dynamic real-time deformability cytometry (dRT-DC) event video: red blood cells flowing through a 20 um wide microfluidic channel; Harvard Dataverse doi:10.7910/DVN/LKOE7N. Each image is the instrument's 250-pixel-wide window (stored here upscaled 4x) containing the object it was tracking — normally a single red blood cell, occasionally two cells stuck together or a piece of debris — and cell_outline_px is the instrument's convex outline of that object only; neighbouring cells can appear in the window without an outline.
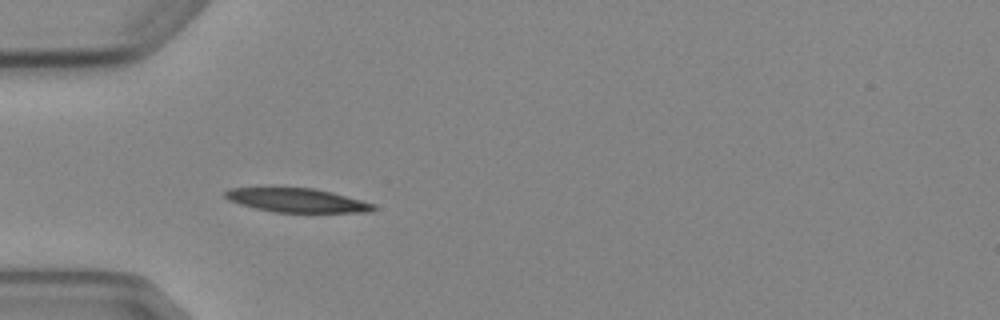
{"species": "Egyptian fruit bat (a non-hibernating species)", "species_latin": "Rousettus aegyptiacus", "temperature_condition": "cold", "stored_images_in_passage": 5, "camera_frame_rate_fps": 3000, "um_per_image_px": 0.085, "animal": {"sex": "female"}, "frame": {"image": 1, "passage_image": 4, "time_ms": 4.333, "image_size_px": [1000, 320], "cell_outline_px": [[376, 208], [372, 212], [276, 212], [256, 208], [240, 204], [228, 200], [224, 196], [224, 192], [228, 188], [312, 188], [332, 192], [376, 204]], "centroid_in_image_um": [25.26, 17.03], "position_along_channel_um": 59.7, "area_um2": 20.52}}
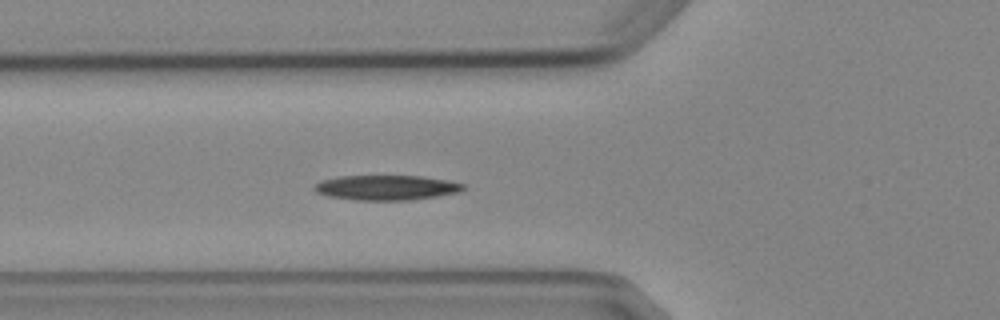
{"frame": {"image": 2, "passage_image": 5, "time_ms": 5.333, "image_size_px": [1000, 320], "cell_outline_px": [[464, 188], [460, 192], [436, 196], [408, 200], [356, 200], [328, 196], [316, 192], [312, 188], [320, 180], [336, 176], [424, 176], [448, 180], [464, 184]], "centroid_in_image_um": [32.82, 15.94], "position_along_channel_um": 93.0, "area_um2": 21.68}}